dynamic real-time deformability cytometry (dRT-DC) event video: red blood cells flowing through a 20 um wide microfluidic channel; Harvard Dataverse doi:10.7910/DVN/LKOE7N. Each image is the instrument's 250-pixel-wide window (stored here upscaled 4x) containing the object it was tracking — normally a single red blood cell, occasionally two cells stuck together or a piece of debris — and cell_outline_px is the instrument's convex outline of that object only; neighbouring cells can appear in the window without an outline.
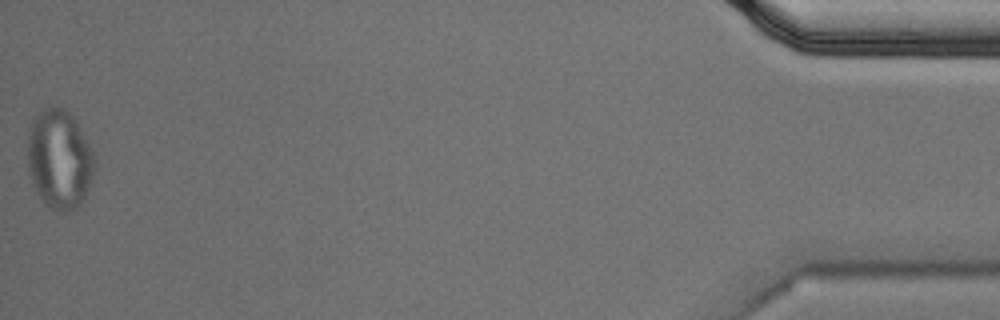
{"species": "Egyptian fruit bat (a non-hibernating species)", "species_latin": "Rousettus aegyptiacus", "temperature_condition": "cold", "stored_images_in_passage": 42, "camera_frame_rate_fps": 3000, "um_per_image_px": 0.085, "animal": {"sex": "male"}, "frame": {"image": 1, "passage_image": 42, "time_ms": 13.667, "image_size_px": [1000, 320], "cell_outline_px": [[96, 160], [92, 176], [84, 200], [76, 212], [60, 212], [44, 204], [36, 192], [28, 168], [28, 128], [32, 120], [44, 108], [60, 108], [68, 112], [72, 116], [96, 152]], "centroid_in_image_um": [5.08, 13.59], "position_along_channel_um": 430.1, "area_um2": 39.19}, "authors_computed_cell_mechanics": {"area_um2": 20.9525, "velocity_mm_per_s": 3.5428, "shape_relaxation_time_tau1_ms": null, "shape_relaxation_time_tau2_ms": 2.274, "deformation_change_tau1": null, "deformation_change_tau2": 0.0651}}